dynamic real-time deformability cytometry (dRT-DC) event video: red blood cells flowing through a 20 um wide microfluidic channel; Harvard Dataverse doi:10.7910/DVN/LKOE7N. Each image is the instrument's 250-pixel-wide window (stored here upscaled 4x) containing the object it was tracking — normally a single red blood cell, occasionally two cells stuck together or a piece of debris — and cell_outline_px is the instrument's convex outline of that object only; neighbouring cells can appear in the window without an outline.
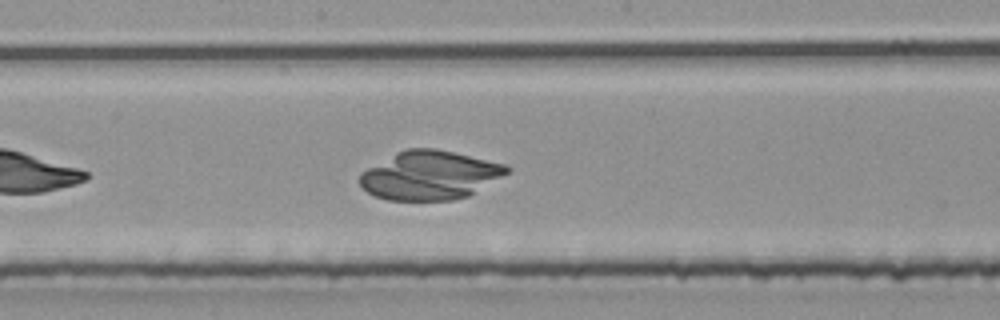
{"species": "common noctule bat (a hibernating species)", "species_latin": "Nyctalus noctula", "temperature_condition": "room temperature", "stored_images_in_passage": 23, "camera_frame_rate_fps": 3000, "um_per_image_px": 0.085, "animal": {"sex": "male", "body_mass_g": 20.4}, "frame": {"image": 1, "passage_image": 14, "time_ms": 4.333, "image_size_px": [1000, 320], "cell_outline_px": [[512, 168], [508, 172], [468, 196], [452, 200], [388, 200], [376, 196], [368, 192], [360, 184], [360, 172], [396, 152], [408, 148], [436, 148], [504, 164]], "centroid_in_image_um": [36.5, 14.89], "position_along_channel_um": 211.7, "area_um2": 41.38}}
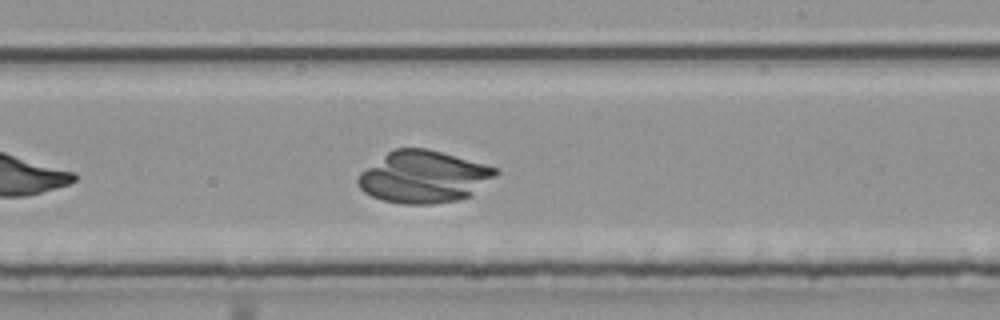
{"frame": {"image": 2, "passage_image": 17, "time_ms": 5.333, "image_size_px": [1000, 320], "cell_outline_px": [[500, 172], [496, 176], [468, 196], [456, 200], [432, 204], [400, 204], [380, 200], [364, 192], [360, 188], [356, 180], [360, 172], [392, 148], [428, 148], [484, 164], [496, 168]], "centroid_in_image_um": [35.96, 15.03], "position_along_channel_um": 253.0, "area_um2": 41.67}}